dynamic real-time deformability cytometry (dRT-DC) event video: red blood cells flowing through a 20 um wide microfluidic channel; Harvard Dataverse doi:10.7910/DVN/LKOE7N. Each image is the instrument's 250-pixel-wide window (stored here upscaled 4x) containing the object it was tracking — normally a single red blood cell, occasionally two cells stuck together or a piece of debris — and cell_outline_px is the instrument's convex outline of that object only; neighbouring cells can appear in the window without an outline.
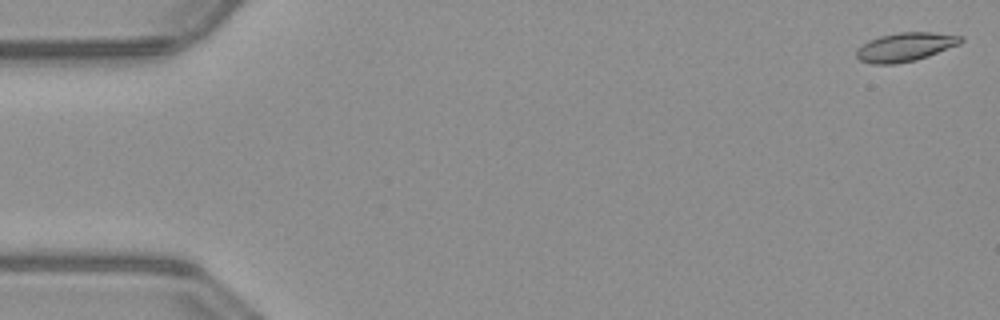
{"species": "common noctule bat (a hibernating species)", "species_latin": "Nyctalus noctula", "temperature_condition": "warm", "stored_images_in_passage": 13, "camera_frame_rate_fps": 3000, "um_per_image_px": 0.085, "animal": {"sex": "male", "body_mass_g": 23.1, "forearm_length_mm": 52.7}, "frame": {"image": 1, "passage_image": 1, "time_ms": 0.0, "image_size_px": [1000, 320], "cell_outline_px": [[964, 40], [960, 44], [928, 56], [916, 60], [896, 64], [872, 64], [860, 60], [856, 56], [856, 48], [868, 40], [880, 36], [900, 32], [932, 32], [964, 36]], "centroid_in_image_um": [76.95, 3.99], "position_along_channel_um": 8.1, "area_um2": 17.63}}
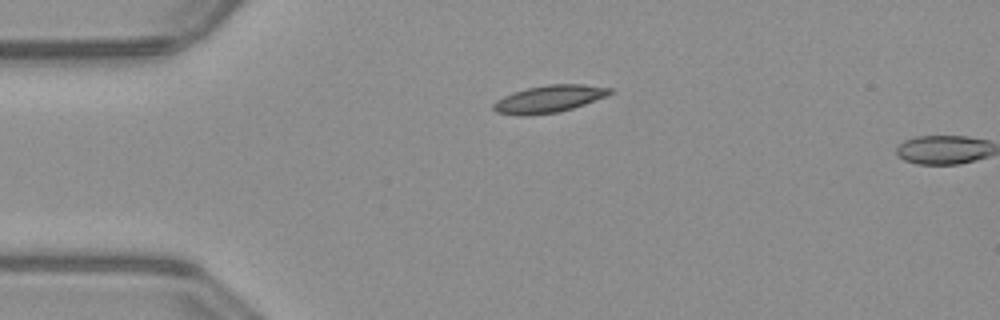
{"frame": {"image": 2, "passage_image": 12, "time_ms": 3.667, "image_size_px": [1000, 320], "cell_outline_px": [[612, 92], [604, 96], [584, 104], [572, 108], [556, 112], [528, 116], [516, 116], [496, 112], [492, 108], [492, 104], [496, 100], [512, 92], [528, 88], [548, 84], [584, 84], [612, 88]], "centroid_in_image_um": [46.6, 8.41], "position_along_channel_um": 38.4, "area_um2": 18.44}}